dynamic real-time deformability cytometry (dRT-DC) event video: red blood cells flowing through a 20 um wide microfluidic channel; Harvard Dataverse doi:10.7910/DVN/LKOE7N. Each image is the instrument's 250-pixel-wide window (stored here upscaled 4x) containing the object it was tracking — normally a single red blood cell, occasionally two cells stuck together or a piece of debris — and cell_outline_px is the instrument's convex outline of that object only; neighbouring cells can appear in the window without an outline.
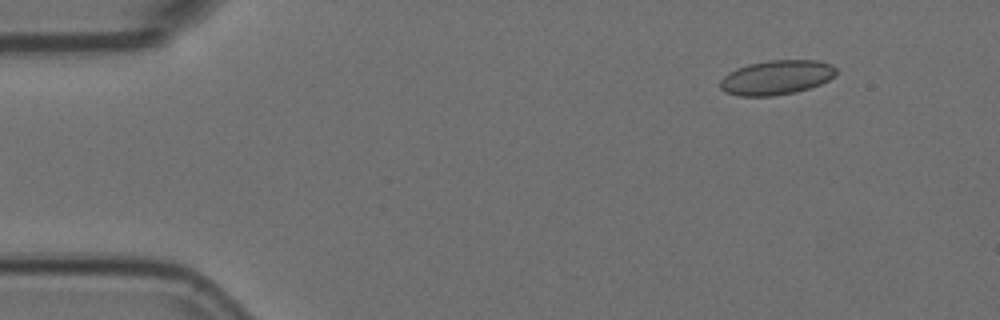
{"species": "Egyptian fruit bat (a non-hibernating species)", "species_latin": "Rousettus aegyptiacus", "temperature_condition": "room temperature", "stored_images_in_passage": 8, "camera_frame_rate_fps": 3000, "um_per_image_px": 0.085, "animal": {"sex": "female"}, "frame": {"image": 1, "passage_image": 2, "time_ms": 0.333, "image_size_px": [1000, 320], "cell_outline_px": [[836, 76], [820, 84], [796, 92], [772, 96], [740, 96], [724, 92], [720, 88], [720, 80], [728, 72], [736, 68], [748, 64], [768, 60], [816, 60], [832, 64], [836, 68]], "centroid_in_image_um": [65.99, 6.58], "position_along_channel_um": 19.0, "area_um2": 23.47}}
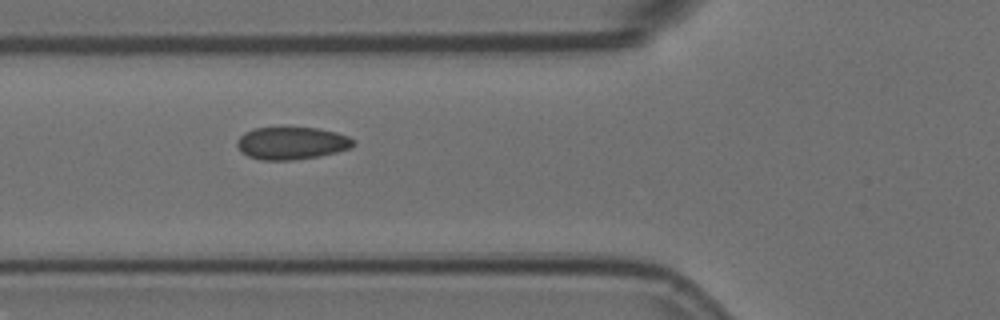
{"frame": {"image": 2, "passage_image": 6, "time_ms": 1.667, "image_size_px": [1000, 320], "cell_outline_px": [[356, 144], [352, 148], [320, 156], [292, 160], [260, 160], [248, 156], [240, 152], [236, 144], [236, 140], [244, 132], [252, 128], [316, 128], [336, 132], [348, 136], [356, 140]], "centroid_in_image_um": [24.79, 12.17], "position_along_channel_um": 101.0, "area_um2": 22.25}}
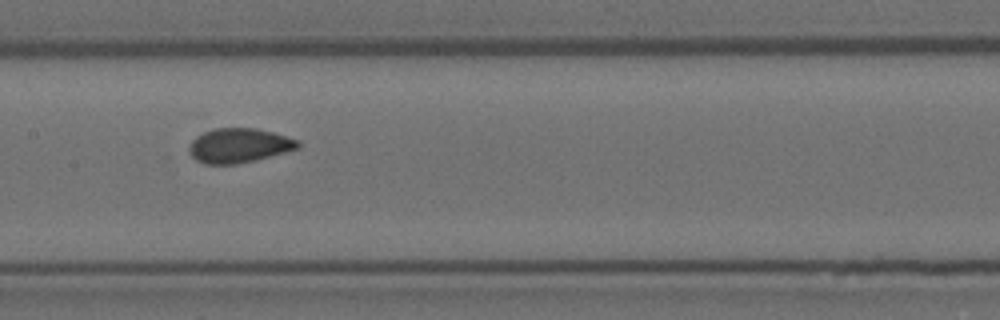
{"frame": {"image": 3, "passage_image": 8, "time_ms": 2.333, "image_size_px": [1000, 320], "cell_outline_px": [[300, 148], [256, 160], [236, 164], [204, 164], [196, 160], [192, 156], [188, 148], [192, 140], [196, 136], [212, 128], [256, 128], [272, 132], [300, 140]], "centroid_in_image_um": [20.32, 12.37], "position_along_channel_um": 187.1, "area_um2": 21.96}}